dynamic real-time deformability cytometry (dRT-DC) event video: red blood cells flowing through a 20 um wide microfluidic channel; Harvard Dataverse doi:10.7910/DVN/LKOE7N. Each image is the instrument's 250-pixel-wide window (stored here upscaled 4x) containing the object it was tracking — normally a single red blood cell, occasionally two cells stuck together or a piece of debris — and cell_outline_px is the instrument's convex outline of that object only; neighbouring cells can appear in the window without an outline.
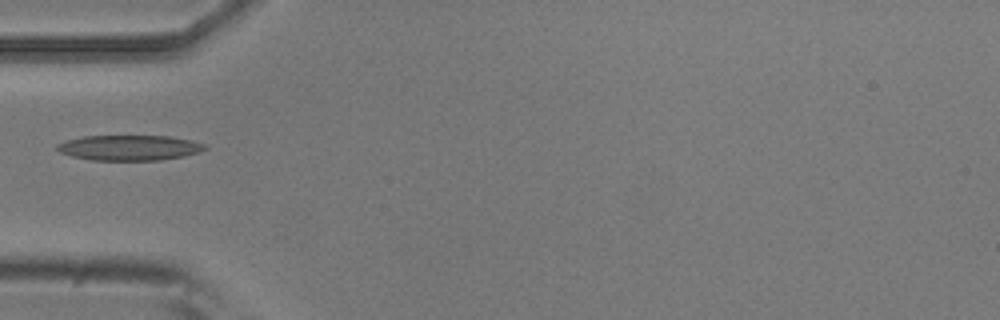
{"species": "common noctule bat (a hibernating species)", "species_latin": "Nyctalus noctula", "temperature_condition": "room temperature", "stored_images_in_passage": 36, "camera_frame_rate_fps": 3000, "um_per_image_px": 0.085, "animal": {"sex": "male", "body_mass_g": 20.5, "forearm_length_mm": 52.5}, "frame": {"image": 1, "passage_image": 1, "time_ms": 0.0, "image_size_px": [1000, 320], "cell_outline_px": [[208, 148], [200, 152], [184, 156], [160, 160], [92, 160], [72, 156], [60, 152], [56, 148], [56, 144], [64, 140], [84, 136], [168, 136], [192, 140], [208, 144]], "centroid_in_image_um": [11.02, 12.55], "position_along_channel_um": 74.0, "area_um2": 21.96}}
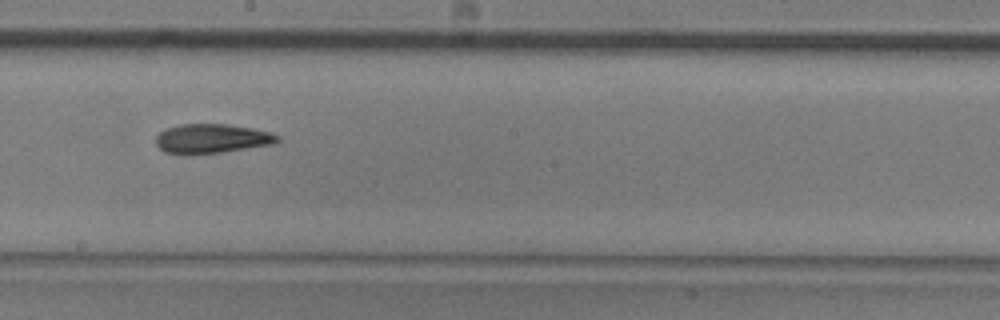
{"frame": {"image": 2, "passage_image": 13, "time_ms": 4.0, "image_size_px": [1000, 320], "cell_outline_px": [[280, 140], [276, 144], [220, 152], [184, 156], [164, 152], [156, 144], [156, 136], [160, 132], [168, 128], [180, 124], [224, 124], [252, 128], [272, 132], [280, 136]], "centroid_in_image_um": [18.01, 11.8], "position_along_channel_um": 230.2, "area_um2": 21.1}}
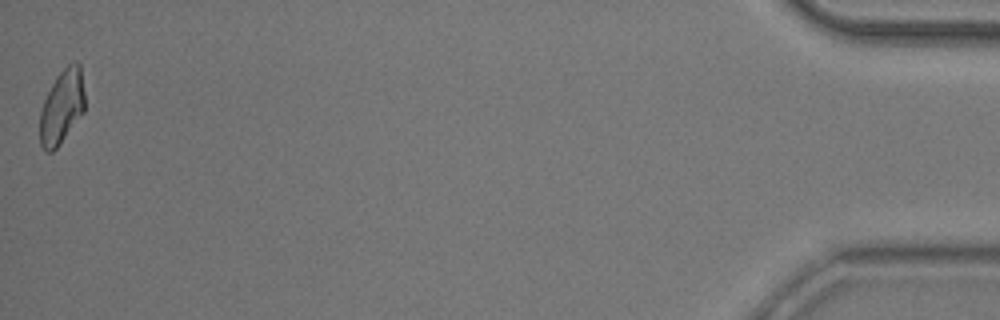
{"frame": {"image": 3, "passage_image": 36, "time_ms": 11.667, "image_size_px": [1000, 320], "cell_outline_px": [[84, 112], [56, 148], [52, 152], [48, 152], [40, 144], [40, 112], [44, 100], [56, 76], [68, 64], [76, 60], [80, 64], [84, 92]], "centroid_in_image_um": [5.26, 9.05], "position_along_channel_um": 429.9, "area_um2": 19.19}}